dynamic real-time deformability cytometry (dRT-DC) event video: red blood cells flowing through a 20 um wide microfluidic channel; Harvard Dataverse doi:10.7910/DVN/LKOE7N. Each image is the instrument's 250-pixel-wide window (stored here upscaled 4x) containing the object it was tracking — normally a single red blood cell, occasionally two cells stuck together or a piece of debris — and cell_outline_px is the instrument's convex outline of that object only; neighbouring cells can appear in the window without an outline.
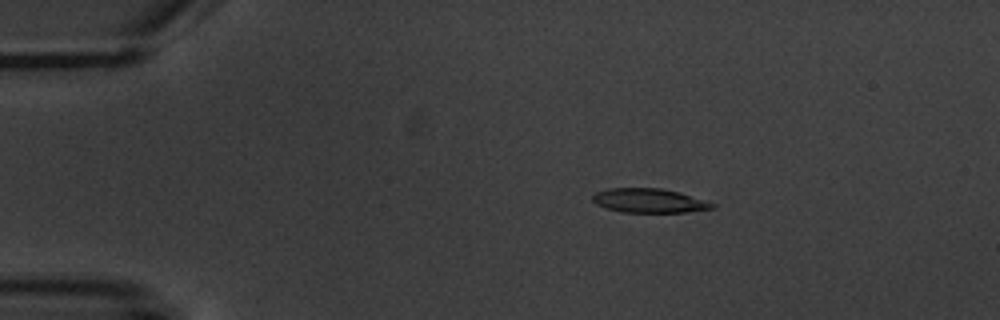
{"species": "common noctule bat (a hibernating species)", "species_latin": "Nyctalus noctula", "temperature_condition": "warm", "stored_images_in_passage": 5, "camera_frame_rate_fps": 3000, "um_per_image_px": 0.085, "animal": {"sex": "male", "body_mass_g": 20.1, "forearm_length_mm": 53.5}, "frame": {"image": 1, "passage_image": 3, "time_ms": 2.333, "image_size_px": [1000, 320], "cell_outline_px": [[716, 208], [684, 212], [624, 212], [608, 208], [596, 204], [592, 200], [592, 196], [596, 192], [608, 188], [660, 188], [680, 192], [716, 204]], "centroid_in_image_um": [55.19, 17.05], "position_along_channel_um": 29.8, "area_um2": 16.76}}